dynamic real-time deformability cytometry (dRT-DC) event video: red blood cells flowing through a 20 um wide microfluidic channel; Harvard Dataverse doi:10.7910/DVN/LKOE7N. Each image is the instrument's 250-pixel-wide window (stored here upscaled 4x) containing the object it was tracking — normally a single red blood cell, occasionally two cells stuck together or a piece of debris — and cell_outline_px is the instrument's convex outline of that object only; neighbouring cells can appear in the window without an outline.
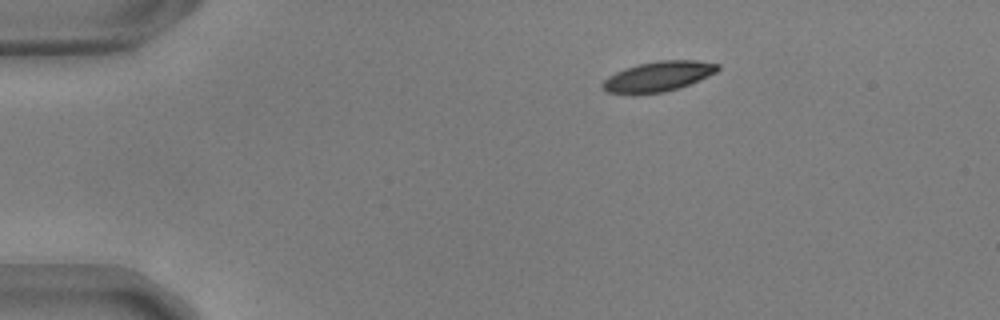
{"species": "common noctule bat (a hibernating species)", "species_latin": "Nyctalus noctula", "temperature_condition": "warm", "stored_images_in_passage": 40, "camera_frame_rate_fps": 3000, "um_per_image_px": 0.085, "animal": {"sex": "male", "body_mass_g": 17.9, "forearm_length_mm": 54.2}, "frame": {"image": 1, "passage_image": 1, "time_ms": 0.0, "image_size_px": [1000, 320], "cell_outline_px": [[720, 68], [716, 72], [700, 80], [680, 88], [664, 92], [632, 96], [608, 92], [600, 88], [600, 84], [608, 76], [624, 68], [640, 64], [660, 60], [696, 60], [720, 64]], "centroid_in_image_um": [55.9, 6.53], "position_along_channel_um": 29.1, "area_um2": 20.69}}
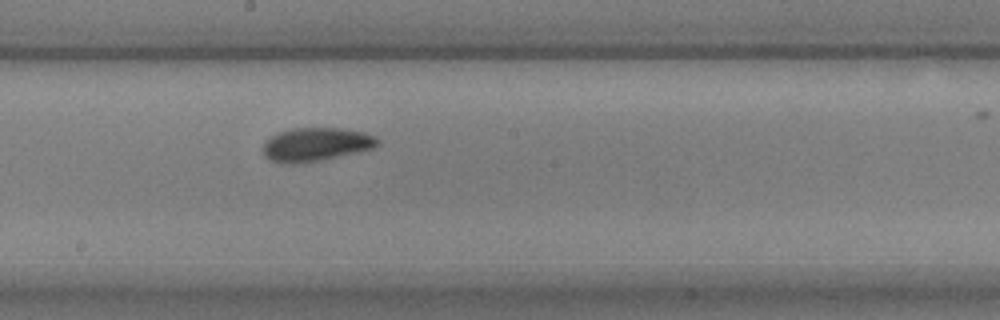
{"frame": {"image": 2, "passage_image": 22, "time_ms": 7.0, "image_size_px": [1000, 320], "cell_outline_px": [[380, 144], [376, 148], [320, 160], [292, 164], [272, 160], [264, 156], [264, 144], [276, 132], [292, 128], [340, 128], [364, 132], [376, 136], [380, 140]], "centroid_in_image_um": [26.92, 12.26], "position_along_channel_um": 221.3, "area_um2": 22.31}}
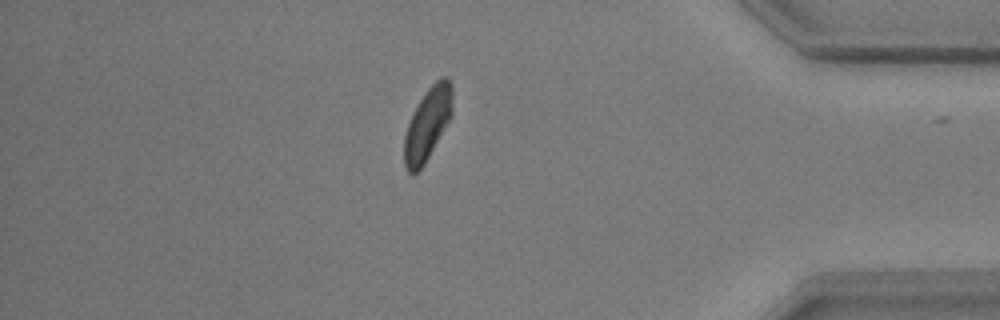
{"frame": {"image": 3, "passage_image": 39, "time_ms": 12.667, "image_size_px": [1000, 320], "cell_outline_px": [[452, 116], [424, 164], [416, 172], [408, 172], [404, 164], [404, 136], [412, 112], [428, 88], [440, 76], [448, 76], [452, 80]], "centroid_in_image_um": [36.36, 10.47], "position_along_channel_um": 398.8, "area_um2": 20.35}, "authors_computed_cell_mechanics": {"area_um2": 21.1548, "velocity_mm_per_s": 3.6699, "shape_relaxation_time_tau1_ms": 5.4727, "shape_relaxation_time_tau2_ms": 3.8483, "deformation_change_tau1": 0.1646, "deformation_change_tau2": 0.0844}}